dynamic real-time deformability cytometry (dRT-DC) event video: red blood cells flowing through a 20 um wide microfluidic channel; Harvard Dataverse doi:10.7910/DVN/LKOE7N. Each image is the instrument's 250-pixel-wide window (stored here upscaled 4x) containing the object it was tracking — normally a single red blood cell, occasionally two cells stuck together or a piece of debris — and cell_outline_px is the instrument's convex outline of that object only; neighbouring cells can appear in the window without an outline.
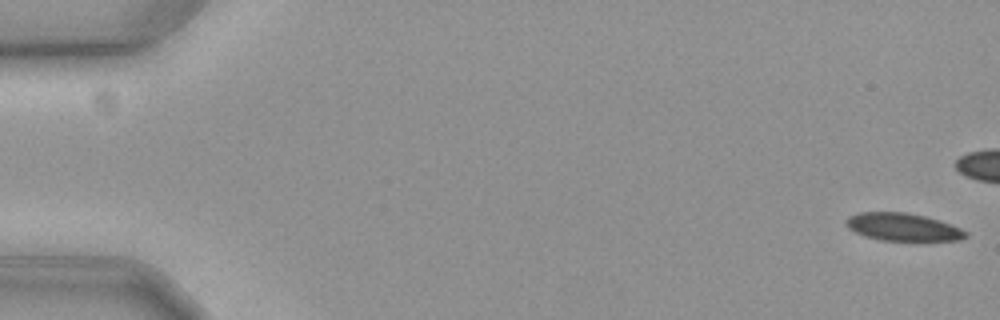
{"species": "common noctule bat (a hibernating species)", "species_latin": "Nyctalus noctula", "temperature_condition": "cold", "stored_images_in_passage": 14, "camera_frame_rate_fps": 3000, "um_per_image_px": 0.085, "animal": {"sex": "female", "body_mass_g": 19.3, "forearm_length_mm": 54.1}, "frame": {"image": 1, "passage_image": 1, "time_ms": 0.0, "image_size_px": [1000, 320], "cell_outline_px": [[968, 236], [960, 240], [880, 240], [864, 236], [848, 228], [844, 224], [844, 220], [848, 216], [860, 212], [904, 212], [924, 216], [940, 220], [960, 228], [968, 232]], "centroid_in_image_um": [76.71, 19.29], "position_along_channel_um": 8.3, "area_um2": 19.31}}